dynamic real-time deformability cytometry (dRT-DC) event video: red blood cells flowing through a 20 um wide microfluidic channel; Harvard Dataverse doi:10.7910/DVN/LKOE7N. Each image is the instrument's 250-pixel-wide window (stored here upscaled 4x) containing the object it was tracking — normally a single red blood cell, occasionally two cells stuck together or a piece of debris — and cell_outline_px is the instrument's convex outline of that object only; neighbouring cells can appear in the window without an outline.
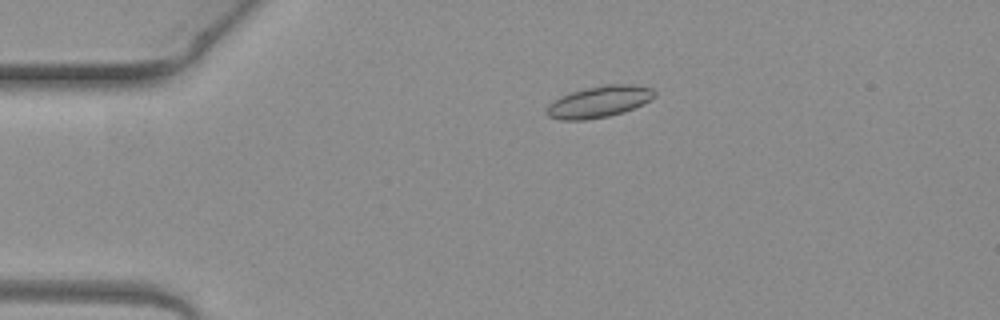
{"species": "common noctule bat (a hibernating species)", "species_latin": "Nyctalus noctula", "temperature_condition": "warm", "stored_images_in_passage": 5, "camera_frame_rate_fps": 3000, "um_per_image_px": 0.085, "animal": {"sex": "female", "body_mass_g": 19.3, "forearm_length_mm": 54.1}, "frame": {"image": 1, "passage_image": 4, "time_ms": 1.0, "image_size_px": [1000, 320], "cell_outline_px": [[656, 96], [644, 104], [624, 112], [608, 116], [584, 120], [560, 120], [548, 116], [544, 112], [548, 104], [560, 96], [584, 88], [604, 84], [636, 84], [652, 88], [656, 92]], "centroid_in_image_um": [50.93, 8.64], "position_along_channel_um": 34.1, "area_um2": 20.11}}